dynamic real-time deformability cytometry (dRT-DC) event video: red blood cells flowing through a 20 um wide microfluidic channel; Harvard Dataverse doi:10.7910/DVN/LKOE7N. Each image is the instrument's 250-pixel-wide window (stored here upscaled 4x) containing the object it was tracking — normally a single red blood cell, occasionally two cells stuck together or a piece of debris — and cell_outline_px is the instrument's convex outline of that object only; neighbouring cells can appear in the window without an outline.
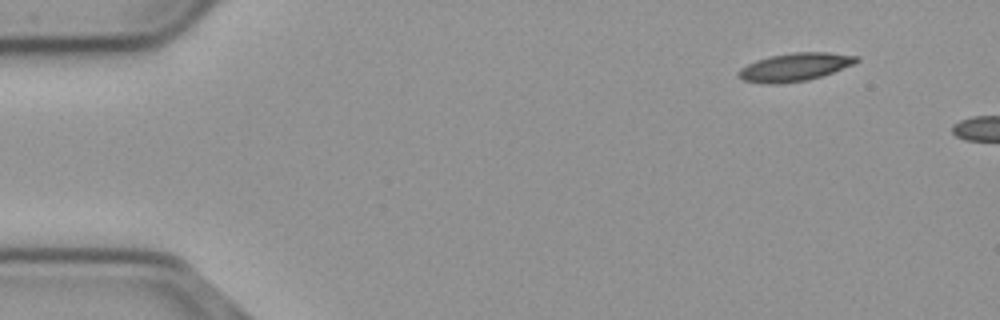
{"species": "common noctule bat (a hibernating species)", "species_latin": "Nyctalus noctula", "temperature_condition": "cold", "stored_images_in_passage": 5, "camera_frame_rate_fps": 3000, "um_per_image_px": 0.085, "animal": {"sex": "male", "body_mass_g": 23.1, "forearm_length_mm": 52.7}, "frame": {"image": 1, "passage_image": 1, "time_ms": 0.0, "image_size_px": [1000, 320], "cell_outline_px": [[860, 60], [852, 64], [832, 72], [808, 80], [776, 84], [764, 84], [744, 80], [736, 76], [740, 68], [756, 60], [768, 56], [792, 52], [828, 52], [860, 56]], "centroid_in_image_um": [67.53, 5.69], "position_along_channel_um": 17.5, "area_um2": 19.31}}